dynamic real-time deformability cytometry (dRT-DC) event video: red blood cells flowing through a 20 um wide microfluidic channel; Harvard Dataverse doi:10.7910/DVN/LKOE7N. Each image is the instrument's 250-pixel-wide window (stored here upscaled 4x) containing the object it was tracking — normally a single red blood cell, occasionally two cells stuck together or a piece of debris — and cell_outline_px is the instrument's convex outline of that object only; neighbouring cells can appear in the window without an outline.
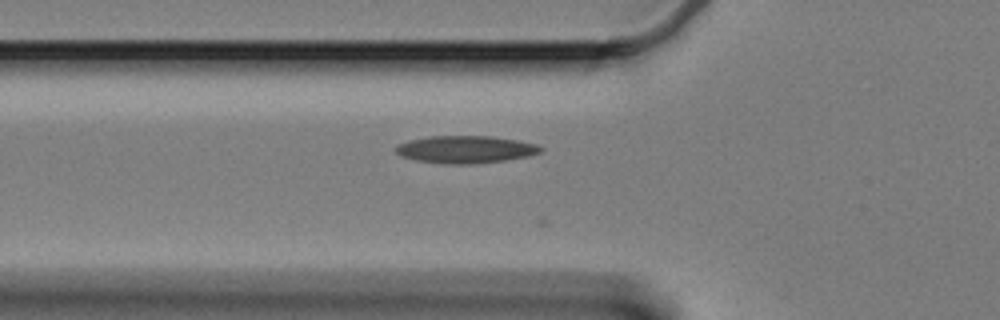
{"species": "Egyptian fruit bat (a non-hibernating species)", "species_latin": "Rousettus aegyptiacus", "temperature_condition": "cold", "stored_images_in_passage": 11, "camera_frame_rate_fps": 3000, "um_per_image_px": 0.085, "animal": {"sex": "female"}, "frame": {"image": 1, "passage_image": 5, "time_ms": 1.333, "image_size_px": [1000, 320], "cell_outline_px": [[544, 152], [528, 156], [504, 160], [472, 164], [448, 164], [416, 160], [404, 156], [396, 152], [396, 144], [408, 140], [428, 136], [492, 136], [520, 140], [536, 144], [544, 148]], "centroid_in_image_um": [39.62, 12.69], "position_along_channel_um": 86.2, "area_um2": 23.24}}
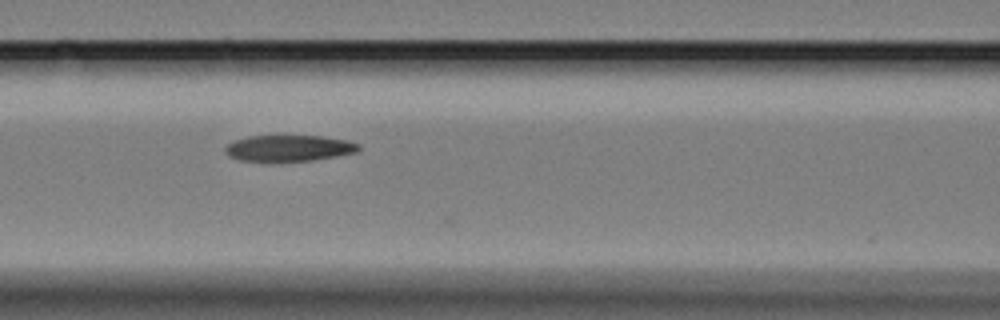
{"frame": {"image": 2, "passage_image": 10, "time_ms": 3.0, "image_size_px": [1000, 320], "cell_outline_px": [[360, 148], [356, 152], [336, 156], [312, 160], [240, 160], [228, 156], [224, 152], [224, 148], [228, 144], [236, 140], [248, 136], [320, 136], [348, 140], [360, 144]], "centroid_in_image_um": [24.57, 12.58], "position_along_channel_um": 142.0, "area_um2": 20.0}}